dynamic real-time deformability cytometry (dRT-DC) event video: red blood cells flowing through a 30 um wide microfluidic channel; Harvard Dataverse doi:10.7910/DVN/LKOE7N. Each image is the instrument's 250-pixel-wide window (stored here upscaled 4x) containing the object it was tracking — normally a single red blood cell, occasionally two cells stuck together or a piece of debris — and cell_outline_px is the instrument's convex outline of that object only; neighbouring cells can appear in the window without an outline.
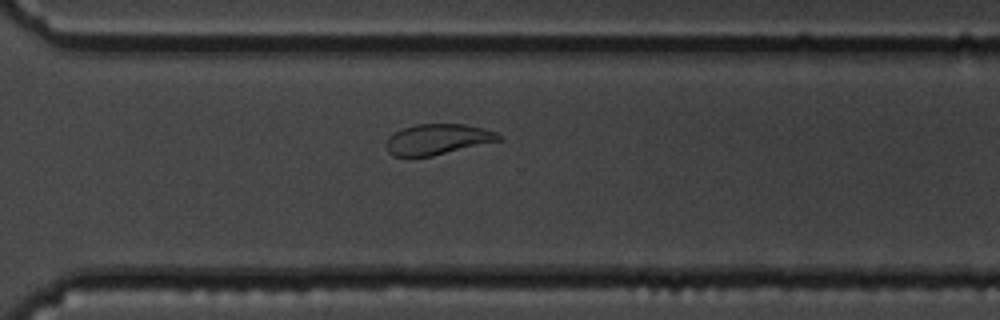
{"species": "common noctule bat (a hibernating species)", "species_latin": "Nyctalus noctula", "temperature_condition": "cold", "stored_images_in_passage": 13, "segment_of_instrument_passage": [2, 2], "camera_frame_rate_fps": 3000, "um_per_image_px": 0.085, "animal": {"sex": "male", "body_mass_g": 19.5, "forearm_length_mm": 54.6}, "frame": {"image": 1, "passage_image": 13, "time_ms": 15.333, "image_size_px": [1000, 320], "cell_outline_px": [[500, 140], [432, 156], [392, 156], [388, 152], [388, 140], [396, 132], [404, 128], [416, 124], [464, 124], [484, 128], [496, 132], [500, 136]], "centroid_in_image_um": [37.22, 11.84], "position_along_channel_um": 333.4, "area_um2": 19.59}}